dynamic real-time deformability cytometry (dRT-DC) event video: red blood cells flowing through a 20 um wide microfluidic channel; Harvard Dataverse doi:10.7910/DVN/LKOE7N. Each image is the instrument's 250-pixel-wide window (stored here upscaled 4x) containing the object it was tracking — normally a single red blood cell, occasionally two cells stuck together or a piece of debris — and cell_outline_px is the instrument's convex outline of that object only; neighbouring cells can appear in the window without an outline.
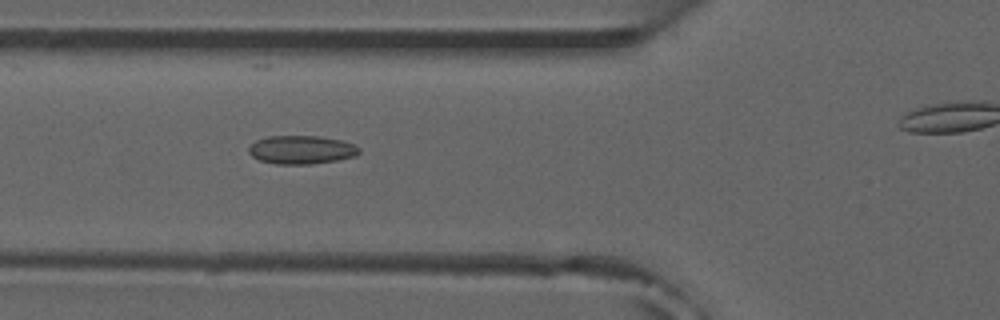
{"species": "common noctule bat (a hibernating species)", "species_latin": "Nyctalus noctula", "temperature_condition": "room temperature", "stored_images_in_passage": 43, "camera_frame_rate_fps": 3000, "um_per_image_px": 0.085, "animal": {"sex": "male", "forearm_length_mm": 52.5}, "frame": {"image": 1, "passage_image": 19, "time_ms": 6.0, "image_size_px": [1000, 320], "cell_outline_px": [[360, 152], [356, 156], [336, 160], [312, 164], [276, 164], [260, 160], [252, 156], [248, 152], [248, 148], [256, 140], [268, 136], [320, 136], [344, 140], [356, 144], [360, 148]], "centroid_in_image_um": [25.66, 12.72], "position_along_channel_um": 100.1, "area_um2": 18.5}}